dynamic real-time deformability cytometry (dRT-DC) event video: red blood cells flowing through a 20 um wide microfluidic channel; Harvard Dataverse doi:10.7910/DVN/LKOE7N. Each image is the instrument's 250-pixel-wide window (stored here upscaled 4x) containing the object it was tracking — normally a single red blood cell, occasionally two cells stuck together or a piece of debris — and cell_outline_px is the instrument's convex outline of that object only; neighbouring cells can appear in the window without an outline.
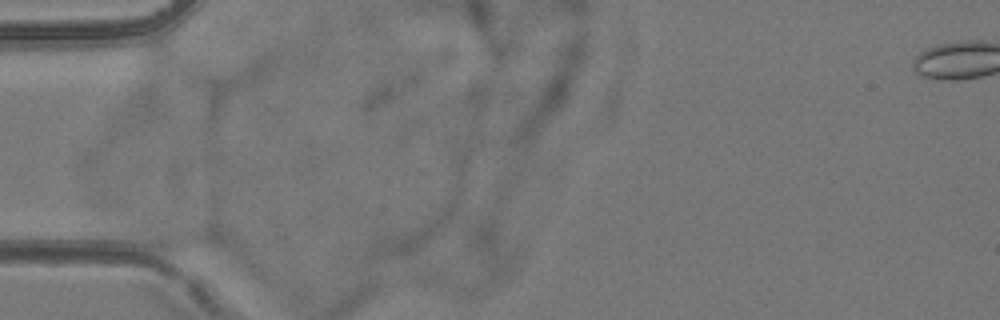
{"species": "common noctule bat (a hibernating species)", "species_latin": "Nyctalus noctula", "temperature_condition": "room temperature", "stored_images_in_passage": 2, "camera_frame_rate_fps": 3000, "um_per_image_px": 0.085, "animal": {"sex": "female", "body_mass_g": 24.6, "forearm_length_mm": 56.2}, "frame": {"image": 1, "passage_image": 1, "time_ms": 0.0, "image_size_px": [1000, 320], "cell_outline_px": [[224, 248], [172, 252], [168, 252], [156, 248], [148, 244], [128, 228], [128, 224], [144, 224], [212, 228], [224, 240]], "centroid_in_image_um": [15.14, 20.18], "position_along_channel_um": 69.9, "area_um2": 13.99}}